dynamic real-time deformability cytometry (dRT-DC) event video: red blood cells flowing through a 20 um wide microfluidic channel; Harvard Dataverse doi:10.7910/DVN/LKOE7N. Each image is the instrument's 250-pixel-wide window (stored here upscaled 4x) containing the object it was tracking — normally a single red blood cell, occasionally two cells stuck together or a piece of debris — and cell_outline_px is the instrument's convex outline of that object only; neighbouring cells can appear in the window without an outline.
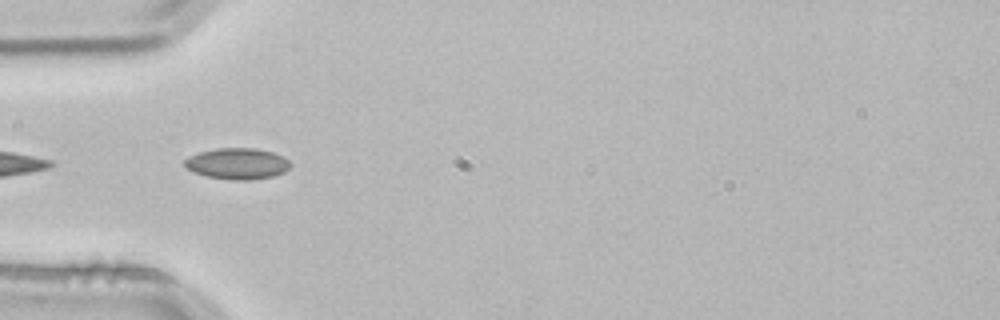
{"species": "common noctule bat (a hibernating species)", "species_latin": "Nyctalus noctula", "temperature_condition": "room temperature", "stored_images_in_passage": 4, "camera_frame_rate_fps": 3000, "um_per_image_px": 0.085, "animal": {"sex": "male", "body_mass_g": 21.5, "forearm_length_mm": 52.0}, "frame": {"image": 1, "passage_image": 4, "time_ms": 1.0, "image_size_px": [1000, 320], "cell_outline_px": [[292, 164], [284, 172], [272, 176], [248, 180], [228, 180], [208, 176], [192, 172], [184, 168], [184, 160], [188, 156], [200, 152], [216, 148], [256, 148], [272, 152], [284, 156]], "centroid_in_image_um": [20.15, 13.91], "position_along_channel_um": 64.9, "area_um2": 19.36}}